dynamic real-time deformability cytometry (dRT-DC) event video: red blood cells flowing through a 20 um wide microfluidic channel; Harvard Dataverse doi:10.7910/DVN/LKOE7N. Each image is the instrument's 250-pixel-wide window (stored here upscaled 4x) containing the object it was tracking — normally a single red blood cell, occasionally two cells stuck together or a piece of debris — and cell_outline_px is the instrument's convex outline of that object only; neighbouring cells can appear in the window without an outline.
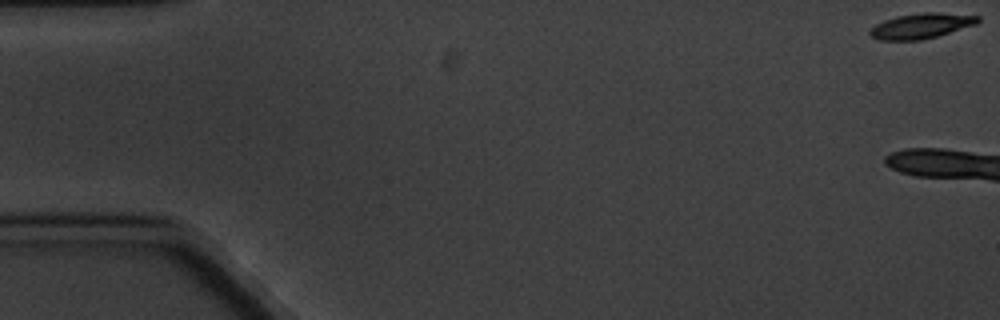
{"species": "common noctule bat (a hibernating species)", "species_latin": "Nyctalus noctula", "temperature_condition": "cold", "stored_images_in_passage": 5, "camera_frame_rate_fps": 3000, "um_per_image_px": 0.085, "animal": {"sex": "male", "body_mass_g": 20.1, "forearm_length_mm": 53.5}, "frame": {"image": 1, "passage_image": 1, "time_ms": 0.0, "image_size_px": [1000, 320], "cell_outline_px": [[980, 20], [976, 24], [936, 36], [920, 40], [880, 40], [872, 36], [868, 32], [876, 24], [884, 20], [896, 16], [924, 12], [936, 12], [980, 16]], "centroid_in_image_um": [78.29, 2.19], "position_along_channel_um": 6.7, "area_um2": 15.66}}